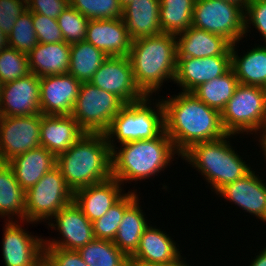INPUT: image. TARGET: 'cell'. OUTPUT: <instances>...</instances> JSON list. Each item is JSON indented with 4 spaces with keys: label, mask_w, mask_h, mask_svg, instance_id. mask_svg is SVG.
I'll list each match as a JSON object with an SVG mask.
<instances>
[{
    "label": "cell",
    "mask_w": 266,
    "mask_h": 266,
    "mask_svg": "<svg viewBox=\"0 0 266 266\" xmlns=\"http://www.w3.org/2000/svg\"><path fill=\"white\" fill-rule=\"evenodd\" d=\"M25 0H0V29L8 36L18 17L27 10Z\"/></svg>",
    "instance_id": "obj_41"
},
{
    "label": "cell",
    "mask_w": 266,
    "mask_h": 266,
    "mask_svg": "<svg viewBox=\"0 0 266 266\" xmlns=\"http://www.w3.org/2000/svg\"><path fill=\"white\" fill-rule=\"evenodd\" d=\"M136 191L128 190L106 214L92 222L95 239L114 241L125 210L139 197Z\"/></svg>",
    "instance_id": "obj_34"
},
{
    "label": "cell",
    "mask_w": 266,
    "mask_h": 266,
    "mask_svg": "<svg viewBox=\"0 0 266 266\" xmlns=\"http://www.w3.org/2000/svg\"><path fill=\"white\" fill-rule=\"evenodd\" d=\"M237 42L231 46V66L238 82L266 89V44L238 55ZM242 56V57H241Z\"/></svg>",
    "instance_id": "obj_27"
},
{
    "label": "cell",
    "mask_w": 266,
    "mask_h": 266,
    "mask_svg": "<svg viewBox=\"0 0 266 266\" xmlns=\"http://www.w3.org/2000/svg\"><path fill=\"white\" fill-rule=\"evenodd\" d=\"M7 163L17 182L27 191L56 166L57 157L46 148L38 147L15 156Z\"/></svg>",
    "instance_id": "obj_25"
},
{
    "label": "cell",
    "mask_w": 266,
    "mask_h": 266,
    "mask_svg": "<svg viewBox=\"0 0 266 266\" xmlns=\"http://www.w3.org/2000/svg\"><path fill=\"white\" fill-rule=\"evenodd\" d=\"M259 145L260 149L263 151L262 155L264 154V162L266 163V143H259Z\"/></svg>",
    "instance_id": "obj_49"
},
{
    "label": "cell",
    "mask_w": 266,
    "mask_h": 266,
    "mask_svg": "<svg viewBox=\"0 0 266 266\" xmlns=\"http://www.w3.org/2000/svg\"><path fill=\"white\" fill-rule=\"evenodd\" d=\"M77 251L88 266H130L129 258L113 241L94 238Z\"/></svg>",
    "instance_id": "obj_33"
},
{
    "label": "cell",
    "mask_w": 266,
    "mask_h": 266,
    "mask_svg": "<svg viewBox=\"0 0 266 266\" xmlns=\"http://www.w3.org/2000/svg\"><path fill=\"white\" fill-rule=\"evenodd\" d=\"M26 191L15 179L8 163H0V218L26 222ZM16 218L14 219V217Z\"/></svg>",
    "instance_id": "obj_28"
},
{
    "label": "cell",
    "mask_w": 266,
    "mask_h": 266,
    "mask_svg": "<svg viewBox=\"0 0 266 266\" xmlns=\"http://www.w3.org/2000/svg\"><path fill=\"white\" fill-rule=\"evenodd\" d=\"M234 136L237 135L227 134L215 141L193 144L181 155L183 161L202 174L214 194L252 170L250 163L246 164L231 145Z\"/></svg>",
    "instance_id": "obj_5"
},
{
    "label": "cell",
    "mask_w": 266,
    "mask_h": 266,
    "mask_svg": "<svg viewBox=\"0 0 266 266\" xmlns=\"http://www.w3.org/2000/svg\"><path fill=\"white\" fill-rule=\"evenodd\" d=\"M195 0H160L162 33L178 35L192 26Z\"/></svg>",
    "instance_id": "obj_32"
},
{
    "label": "cell",
    "mask_w": 266,
    "mask_h": 266,
    "mask_svg": "<svg viewBox=\"0 0 266 266\" xmlns=\"http://www.w3.org/2000/svg\"><path fill=\"white\" fill-rule=\"evenodd\" d=\"M249 266H266V247L259 251Z\"/></svg>",
    "instance_id": "obj_44"
},
{
    "label": "cell",
    "mask_w": 266,
    "mask_h": 266,
    "mask_svg": "<svg viewBox=\"0 0 266 266\" xmlns=\"http://www.w3.org/2000/svg\"><path fill=\"white\" fill-rule=\"evenodd\" d=\"M222 1L240 5L244 10H245L246 5L249 2V0H222Z\"/></svg>",
    "instance_id": "obj_47"
},
{
    "label": "cell",
    "mask_w": 266,
    "mask_h": 266,
    "mask_svg": "<svg viewBox=\"0 0 266 266\" xmlns=\"http://www.w3.org/2000/svg\"><path fill=\"white\" fill-rule=\"evenodd\" d=\"M245 10L222 0H195L192 26L225 37L232 44L245 35Z\"/></svg>",
    "instance_id": "obj_10"
},
{
    "label": "cell",
    "mask_w": 266,
    "mask_h": 266,
    "mask_svg": "<svg viewBox=\"0 0 266 266\" xmlns=\"http://www.w3.org/2000/svg\"><path fill=\"white\" fill-rule=\"evenodd\" d=\"M133 0H119V3L122 7V9H124L128 4H130Z\"/></svg>",
    "instance_id": "obj_50"
},
{
    "label": "cell",
    "mask_w": 266,
    "mask_h": 266,
    "mask_svg": "<svg viewBox=\"0 0 266 266\" xmlns=\"http://www.w3.org/2000/svg\"><path fill=\"white\" fill-rule=\"evenodd\" d=\"M70 6L89 20L122 18L119 0H69Z\"/></svg>",
    "instance_id": "obj_36"
},
{
    "label": "cell",
    "mask_w": 266,
    "mask_h": 266,
    "mask_svg": "<svg viewBox=\"0 0 266 266\" xmlns=\"http://www.w3.org/2000/svg\"><path fill=\"white\" fill-rule=\"evenodd\" d=\"M160 0H133L123 9L122 19L132 40L162 34Z\"/></svg>",
    "instance_id": "obj_24"
},
{
    "label": "cell",
    "mask_w": 266,
    "mask_h": 266,
    "mask_svg": "<svg viewBox=\"0 0 266 266\" xmlns=\"http://www.w3.org/2000/svg\"><path fill=\"white\" fill-rule=\"evenodd\" d=\"M9 47L8 36L0 29V52Z\"/></svg>",
    "instance_id": "obj_46"
},
{
    "label": "cell",
    "mask_w": 266,
    "mask_h": 266,
    "mask_svg": "<svg viewBox=\"0 0 266 266\" xmlns=\"http://www.w3.org/2000/svg\"><path fill=\"white\" fill-rule=\"evenodd\" d=\"M108 56L86 40L71 44L68 74L82 82H89Z\"/></svg>",
    "instance_id": "obj_30"
},
{
    "label": "cell",
    "mask_w": 266,
    "mask_h": 266,
    "mask_svg": "<svg viewBox=\"0 0 266 266\" xmlns=\"http://www.w3.org/2000/svg\"><path fill=\"white\" fill-rule=\"evenodd\" d=\"M176 39L177 57L231 56L232 43L229 40L193 26L176 35Z\"/></svg>",
    "instance_id": "obj_22"
},
{
    "label": "cell",
    "mask_w": 266,
    "mask_h": 266,
    "mask_svg": "<svg viewBox=\"0 0 266 266\" xmlns=\"http://www.w3.org/2000/svg\"><path fill=\"white\" fill-rule=\"evenodd\" d=\"M258 138H259V140H258L259 143H266V128H265L263 134H260V136Z\"/></svg>",
    "instance_id": "obj_48"
},
{
    "label": "cell",
    "mask_w": 266,
    "mask_h": 266,
    "mask_svg": "<svg viewBox=\"0 0 266 266\" xmlns=\"http://www.w3.org/2000/svg\"><path fill=\"white\" fill-rule=\"evenodd\" d=\"M161 99L164 131L182 155L193 144L215 141L227 133L218 110L207 106L191 92L177 93Z\"/></svg>",
    "instance_id": "obj_1"
},
{
    "label": "cell",
    "mask_w": 266,
    "mask_h": 266,
    "mask_svg": "<svg viewBox=\"0 0 266 266\" xmlns=\"http://www.w3.org/2000/svg\"><path fill=\"white\" fill-rule=\"evenodd\" d=\"M239 82L234 70L231 68L224 75L201 84L191 93L207 106L220 113L234 94Z\"/></svg>",
    "instance_id": "obj_31"
},
{
    "label": "cell",
    "mask_w": 266,
    "mask_h": 266,
    "mask_svg": "<svg viewBox=\"0 0 266 266\" xmlns=\"http://www.w3.org/2000/svg\"><path fill=\"white\" fill-rule=\"evenodd\" d=\"M186 258L180 255L177 259H175L172 262H168V263H161V264H155L152 266H191L187 263V260H185Z\"/></svg>",
    "instance_id": "obj_45"
},
{
    "label": "cell",
    "mask_w": 266,
    "mask_h": 266,
    "mask_svg": "<svg viewBox=\"0 0 266 266\" xmlns=\"http://www.w3.org/2000/svg\"><path fill=\"white\" fill-rule=\"evenodd\" d=\"M245 38L254 26L266 44V0H250L245 7Z\"/></svg>",
    "instance_id": "obj_40"
},
{
    "label": "cell",
    "mask_w": 266,
    "mask_h": 266,
    "mask_svg": "<svg viewBox=\"0 0 266 266\" xmlns=\"http://www.w3.org/2000/svg\"><path fill=\"white\" fill-rule=\"evenodd\" d=\"M89 83L116 95L125 104L139 102L146 97L135 83L128 56H108Z\"/></svg>",
    "instance_id": "obj_13"
},
{
    "label": "cell",
    "mask_w": 266,
    "mask_h": 266,
    "mask_svg": "<svg viewBox=\"0 0 266 266\" xmlns=\"http://www.w3.org/2000/svg\"><path fill=\"white\" fill-rule=\"evenodd\" d=\"M9 47L19 52L29 54L38 44L33 26V13L28 9L17 18L14 27L8 35Z\"/></svg>",
    "instance_id": "obj_35"
},
{
    "label": "cell",
    "mask_w": 266,
    "mask_h": 266,
    "mask_svg": "<svg viewBox=\"0 0 266 266\" xmlns=\"http://www.w3.org/2000/svg\"><path fill=\"white\" fill-rule=\"evenodd\" d=\"M58 25L68 44L78 43L85 40L89 19L84 17L78 10L67 7L57 18Z\"/></svg>",
    "instance_id": "obj_38"
},
{
    "label": "cell",
    "mask_w": 266,
    "mask_h": 266,
    "mask_svg": "<svg viewBox=\"0 0 266 266\" xmlns=\"http://www.w3.org/2000/svg\"><path fill=\"white\" fill-rule=\"evenodd\" d=\"M56 166L73 193L112 178L111 148L105 133H85L57 156Z\"/></svg>",
    "instance_id": "obj_2"
},
{
    "label": "cell",
    "mask_w": 266,
    "mask_h": 266,
    "mask_svg": "<svg viewBox=\"0 0 266 266\" xmlns=\"http://www.w3.org/2000/svg\"><path fill=\"white\" fill-rule=\"evenodd\" d=\"M166 231L149 225L140 237L136 252L129 258L130 266H152L177 259L181 252Z\"/></svg>",
    "instance_id": "obj_20"
},
{
    "label": "cell",
    "mask_w": 266,
    "mask_h": 266,
    "mask_svg": "<svg viewBox=\"0 0 266 266\" xmlns=\"http://www.w3.org/2000/svg\"><path fill=\"white\" fill-rule=\"evenodd\" d=\"M251 170L244 177L222 187L216 195L266 222V181Z\"/></svg>",
    "instance_id": "obj_16"
},
{
    "label": "cell",
    "mask_w": 266,
    "mask_h": 266,
    "mask_svg": "<svg viewBox=\"0 0 266 266\" xmlns=\"http://www.w3.org/2000/svg\"><path fill=\"white\" fill-rule=\"evenodd\" d=\"M71 45L66 42L39 43L29 54L31 73L39 78L67 74L70 64Z\"/></svg>",
    "instance_id": "obj_26"
},
{
    "label": "cell",
    "mask_w": 266,
    "mask_h": 266,
    "mask_svg": "<svg viewBox=\"0 0 266 266\" xmlns=\"http://www.w3.org/2000/svg\"><path fill=\"white\" fill-rule=\"evenodd\" d=\"M124 106L116 95L82 82L71 116L85 133H105Z\"/></svg>",
    "instance_id": "obj_8"
},
{
    "label": "cell",
    "mask_w": 266,
    "mask_h": 266,
    "mask_svg": "<svg viewBox=\"0 0 266 266\" xmlns=\"http://www.w3.org/2000/svg\"><path fill=\"white\" fill-rule=\"evenodd\" d=\"M30 72L28 55L12 47L0 52V85L15 81Z\"/></svg>",
    "instance_id": "obj_37"
},
{
    "label": "cell",
    "mask_w": 266,
    "mask_h": 266,
    "mask_svg": "<svg viewBox=\"0 0 266 266\" xmlns=\"http://www.w3.org/2000/svg\"><path fill=\"white\" fill-rule=\"evenodd\" d=\"M85 40L107 56H128L132 39L122 18L89 20Z\"/></svg>",
    "instance_id": "obj_19"
},
{
    "label": "cell",
    "mask_w": 266,
    "mask_h": 266,
    "mask_svg": "<svg viewBox=\"0 0 266 266\" xmlns=\"http://www.w3.org/2000/svg\"><path fill=\"white\" fill-rule=\"evenodd\" d=\"M177 155L181 157L165 131L153 139L120 144L111 150L112 178L123 186L149 179L167 169Z\"/></svg>",
    "instance_id": "obj_3"
},
{
    "label": "cell",
    "mask_w": 266,
    "mask_h": 266,
    "mask_svg": "<svg viewBox=\"0 0 266 266\" xmlns=\"http://www.w3.org/2000/svg\"><path fill=\"white\" fill-rule=\"evenodd\" d=\"M25 199V224L47 223L60 209L73 201V192L66 185L60 169L55 166L26 191Z\"/></svg>",
    "instance_id": "obj_9"
},
{
    "label": "cell",
    "mask_w": 266,
    "mask_h": 266,
    "mask_svg": "<svg viewBox=\"0 0 266 266\" xmlns=\"http://www.w3.org/2000/svg\"><path fill=\"white\" fill-rule=\"evenodd\" d=\"M220 114L227 134L259 136L266 128V89L239 83Z\"/></svg>",
    "instance_id": "obj_7"
},
{
    "label": "cell",
    "mask_w": 266,
    "mask_h": 266,
    "mask_svg": "<svg viewBox=\"0 0 266 266\" xmlns=\"http://www.w3.org/2000/svg\"><path fill=\"white\" fill-rule=\"evenodd\" d=\"M44 258L53 266H88L77 250L44 248Z\"/></svg>",
    "instance_id": "obj_42"
},
{
    "label": "cell",
    "mask_w": 266,
    "mask_h": 266,
    "mask_svg": "<svg viewBox=\"0 0 266 266\" xmlns=\"http://www.w3.org/2000/svg\"><path fill=\"white\" fill-rule=\"evenodd\" d=\"M47 223L50 228L60 232L62 238H45L44 248L78 250L94 239L92 222L74 201L60 209Z\"/></svg>",
    "instance_id": "obj_12"
},
{
    "label": "cell",
    "mask_w": 266,
    "mask_h": 266,
    "mask_svg": "<svg viewBox=\"0 0 266 266\" xmlns=\"http://www.w3.org/2000/svg\"><path fill=\"white\" fill-rule=\"evenodd\" d=\"M114 178L81 188L73 193V201L91 221L101 218L126 193Z\"/></svg>",
    "instance_id": "obj_21"
},
{
    "label": "cell",
    "mask_w": 266,
    "mask_h": 266,
    "mask_svg": "<svg viewBox=\"0 0 266 266\" xmlns=\"http://www.w3.org/2000/svg\"><path fill=\"white\" fill-rule=\"evenodd\" d=\"M70 6L69 0H28L27 8L32 13H39L57 19Z\"/></svg>",
    "instance_id": "obj_43"
},
{
    "label": "cell",
    "mask_w": 266,
    "mask_h": 266,
    "mask_svg": "<svg viewBox=\"0 0 266 266\" xmlns=\"http://www.w3.org/2000/svg\"><path fill=\"white\" fill-rule=\"evenodd\" d=\"M81 82L70 74L40 78V107L43 115H72Z\"/></svg>",
    "instance_id": "obj_17"
},
{
    "label": "cell",
    "mask_w": 266,
    "mask_h": 266,
    "mask_svg": "<svg viewBox=\"0 0 266 266\" xmlns=\"http://www.w3.org/2000/svg\"><path fill=\"white\" fill-rule=\"evenodd\" d=\"M128 58L139 89L146 96L156 95L165 81L174 82L177 68L176 36L162 33L132 40Z\"/></svg>",
    "instance_id": "obj_4"
},
{
    "label": "cell",
    "mask_w": 266,
    "mask_h": 266,
    "mask_svg": "<svg viewBox=\"0 0 266 266\" xmlns=\"http://www.w3.org/2000/svg\"><path fill=\"white\" fill-rule=\"evenodd\" d=\"M41 113L40 78L34 73L0 85V116Z\"/></svg>",
    "instance_id": "obj_15"
},
{
    "label": "cell",
    "mask_w": 266,
    "mask_h": 266,
    "mask_svg": "<svg viewBox=\"0 0 266 266\" xmlns=\"http://www.w3.org/2000/svg\"><path fill=\"white\" fill-rule=\"evenodd\" d=\"M152 99V96H146L139 102L125 104L113 118L105 132L111 150L117 146V143L153 139L164 131V110L161 99L156 102L154 99L151 101Z\"/></svg>",
    "instance_id": "obj_6"
},
{
    "label": "cell",
    "mask_w": 266,
    "mask_h": 266,
    "mask_svg": "<svg viewBox=\"0 0 266 266\" xmlns=\"http://www.w3.org/2000/svg\"><path fill=\"white\" fill-rule=\"evenodd\" d=\"M42 114L0 116V163L41 147L40 123Z\"/></svg>",
    "instance_id": "obj_11"
},
{
    "label": "cell",
    "mask_w": 266,
    "mask_h": 266,
    "mask_svg": "<svg viewBox=\"0 0 266 266\" xmlns=\"http://www.w3.org/2000/svg\"><path fill=\"white\" fill-rule=\"evenodd\" d=\"M37 266H53L45 258H43Z\"/></svg>",
    "instance_id": "obj_51"
},
{
    "label": "cell",
    "mask_w": 266,
    "mask_h": 266,
    "mask_svg": "<svg viewBox=\"0 0 266 266\" xmlns=\"http://www.w3.org/2000/svg\"><path fill=\"white\" fill-rule=\"evenodd\" d=\"M231 68V56L177 57L174 83L181 87L182 92H192L201 84L224 75Z\"/></svg>",
    "instance_id": "obj_18"
},
{
    "label": "cell",
    "mask_w": 266,
    "mask_h": 266,
    "mask_svg": "<svg viewBox=\"0 0 266 266\" xmlns=\"http://www.w3.org/2000/svg\"><path fill=\"white\" fill-rule=\"evenodd\" d=\"M139 197L125 210L113 243L130 258L139 246L140 237L150 225L141 209Z\"/></svg>",
    "instance_id": "obj_29"
},
{
    "label": "cell",
    "mask_w": 266,
    "mask_h": 266,
    "mask_svg": "<svg viewBox=\"0 0 266 266\" xmlns=\"http://www.w3.org/2000/svg\"><path fill=\"white\" fill-rule=\"evenodd\" d=\"M33 26L39 43L64 42L57 19L39 13H33Z\"/></svg>",
    "instance_id": "obj_39"
},
{
    "label": "cell",
    "mask_w": 266,
    "mask_h": 266,
    "mask_svg": "<svg viewBox=\"0 0 266 266\" xmlns=\"http://www.w3.org/2000/svg\"><path fill=\"white\" fill-rule=\"evenodd\" d=\"M85 132L71 115H43L40 123L41 147L56 157L67 151Z\"/></svg>",
    "instance_id": "obj_23"
},
{
    "label": "cell",
    "mask_w": 266,
    "mask_h": 266,
    "mask_svg": "<svg viewBox=\"0 0 266 266\" xmlns=\"http://www.w3.org/2000/svg\"><path fill=\"white\" fill-rule=\"evenodd\" d=\"M22 221H5L2 255L5 266H37L44 258V238L29 234ZM20 224V225H19ZM43 238V239H42Z\"/></svg>",
    "instance_id": "obj_14"
}]
</instances>
